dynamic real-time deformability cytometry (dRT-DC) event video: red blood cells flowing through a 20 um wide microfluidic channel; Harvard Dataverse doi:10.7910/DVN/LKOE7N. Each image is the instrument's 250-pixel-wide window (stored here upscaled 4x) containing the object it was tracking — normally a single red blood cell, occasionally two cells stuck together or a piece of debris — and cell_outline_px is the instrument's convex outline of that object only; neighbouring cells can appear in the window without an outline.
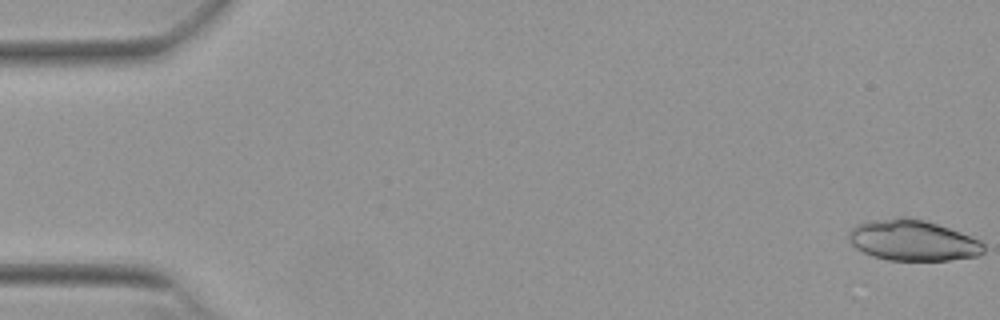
{"species": "Egyptian fruit bat (a non-hibernating species)", "species_latin": "Rousettus aegyptiacus", "temperature_condition": "warm", "stored_images_in_passage": 28, "camera_frame_rate_fps": 3000, "um_per_image_px": 0.085, "animal": {"sex": "female"}, "frame": {"image": 1, "passage_image": 1, "time_ms": 0.0, "image_size_px": [1000, 320], "cell_outline_px": [[984, 252], [980, 256], [948, 260], [888, 260], [872, 256], [856, 248], [848, 240], [848, 232], [856, 224], [868, 220], [896, 216], [908, 216], [924, 220], [960, 232], [980, 240], [984, 244]], "centroid_in_image_um": [77.56, 20.42], "position_along_channel_um": 7.4, "area_um2": 32.43}}